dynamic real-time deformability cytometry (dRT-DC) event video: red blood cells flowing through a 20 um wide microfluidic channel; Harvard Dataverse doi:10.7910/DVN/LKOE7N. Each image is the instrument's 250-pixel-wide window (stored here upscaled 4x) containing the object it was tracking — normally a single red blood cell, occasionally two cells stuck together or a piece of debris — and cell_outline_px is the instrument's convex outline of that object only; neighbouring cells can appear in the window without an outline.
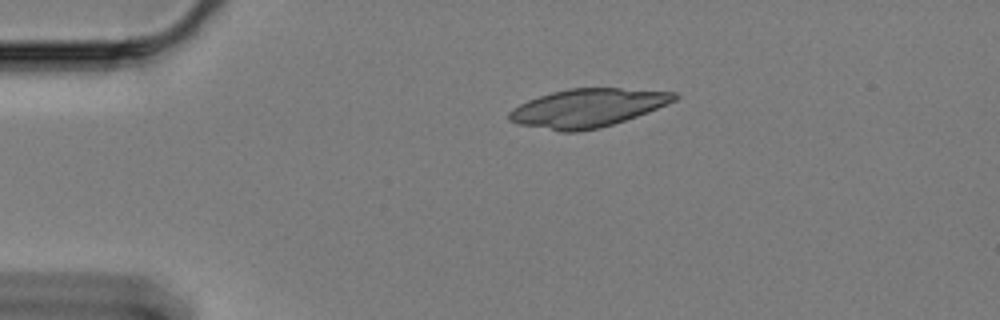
{"species": "Egyptian fruit bat (a non-hibernating species)", "species_latin": "Rousettus aegyptiacus", "temperature_condition": "cold", "stored_images_in_passage": 48, "camera_frame_rate_fps": 3000, "um_per_image_px": 0.085, "animal": {"sex": "female"}, "frame": {"image": 1, "passage_image": 1, "time_ms": 0.0, "image_size_px": [1000, 320], "cell_outline_px": [[680, 96], [676, 100], [636, 116], [600, 128], [576, 132], [560, 132], [520, 124], [508, 120], [508, 112], [512, 108], [528, 100], [552, 92], [568, 88], [620, 88], [676, 92]], "centroid_in_image_um": [49.92, 9.17], "position_along_channel_um": 35.1, "area_um2": 36.7}}